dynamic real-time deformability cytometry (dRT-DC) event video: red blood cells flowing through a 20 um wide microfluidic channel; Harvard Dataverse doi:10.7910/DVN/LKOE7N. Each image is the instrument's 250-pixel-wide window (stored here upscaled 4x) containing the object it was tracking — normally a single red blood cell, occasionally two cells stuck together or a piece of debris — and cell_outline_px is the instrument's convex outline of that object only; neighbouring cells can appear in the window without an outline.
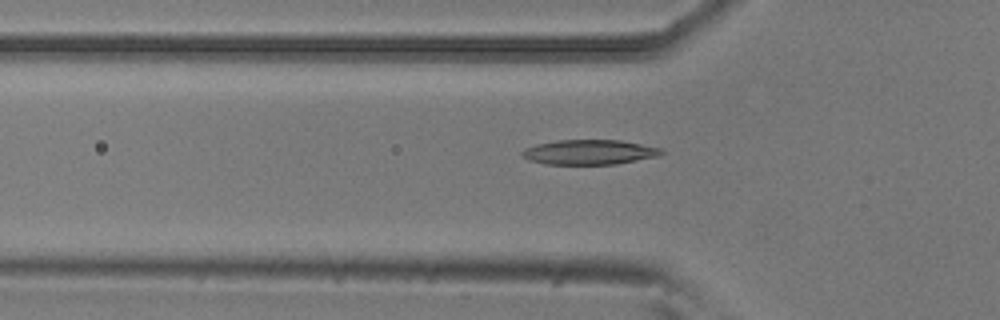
{"species": "common noctule bat (a hibernating species)", "species_latin": "Nyctalus noctula", "temperature_condition": "room temperature", "stored_images_in_passage": 49, "camera_frame_rate_fps": 3000, "um_per_image_px": 0.085, "animal": {"sex": "male", "body_mass_g": 20.5, "forearm_length_mm": 52.5}, "frame": {"image": 1, "passage_image": 17, "time_ms": 5.333, "image_size_px": [1000, 320], "cell_outline_px": [[664, 152], [660, 156], [616, 164], [548, 164], [528, 160], [520, 152], [524, 148], [536, 144], [556, 140], [620, 140], [660, 148]], "centroid_in_image_um": [50.08, 12.93], "position_along_channel_um": 75.7, "area_um2": 20.11}}
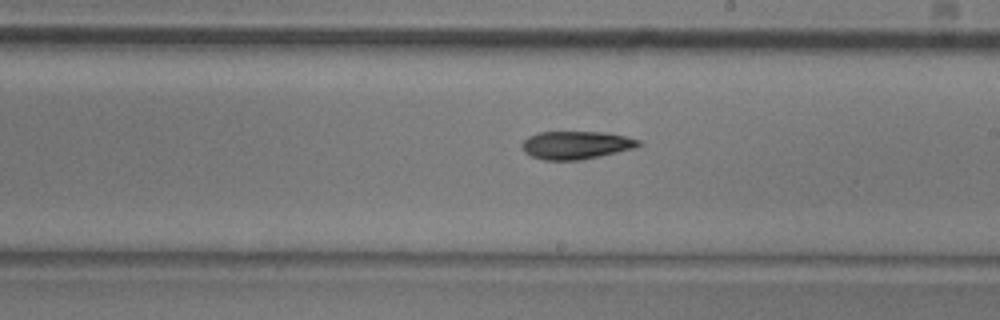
{"frame": {"image": 2, "passage_image": 30, "time_ms": 9.667, "image_size_px": [1000, 320], "cell_outline_px": [[640, 144], [636, 148], [600, 156], [580, 160], [544, 160], [532, 156], [524, 152], [520, 144], [528, 136], [540, 132], [600, 132], [624, 136], [640, 140]], "centroid_in_image_um": [48.94, 12.34], "position_along_channel_um": 240.1, "area_um2": 18.96}}
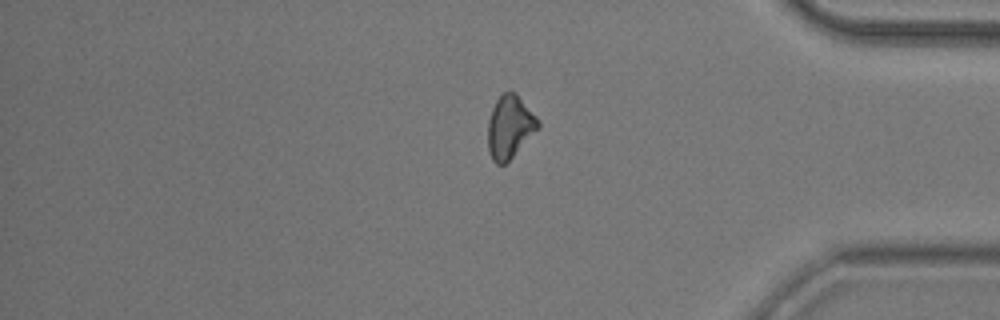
{"frame": {"image": 3, "passage_image": 44, "time_ms": 14.333, "image_size_px": [1000, 320], "cell_outline_px": [[540, 128], [504, 164], [496, 164], [492, 160], [488, 148], [488, 120], [492, 108], [496, 100], [508, 88], [516, 92], [540, 120]], "centroid_in_image_um": [43.34, 10.74], "position_along_channel_um": 391.9, "area_um2": 18.55}}